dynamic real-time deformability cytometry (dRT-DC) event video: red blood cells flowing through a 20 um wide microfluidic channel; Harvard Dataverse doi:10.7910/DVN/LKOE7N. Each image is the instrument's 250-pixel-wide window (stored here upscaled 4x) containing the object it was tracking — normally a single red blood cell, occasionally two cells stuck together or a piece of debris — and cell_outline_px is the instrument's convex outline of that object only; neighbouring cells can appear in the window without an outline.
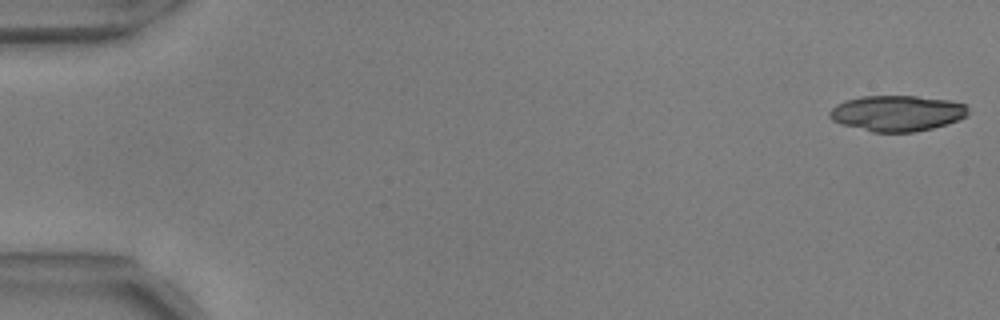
{"species": "common noctule bat (a hibernating species)", "species_latin": "Nyctalus noctula", "temperature_condition": "warm", "stored_images_in_passage": 20, "camera_frame_rate_fps": 3000, "um_per_image_px": 0.085, "animal": {"sex": "male", "body_mass_g": 17.9, "forearm_length_mm": 54.2}, "frame": {"image": 1, "passage_image": 1, "time_ms": 0.0, "image_size_px": [1000, 320], "cell_outline_px": [[968, 116], [932, 128], [916, 132], [872, 132], [840, 124], [832, 120], [828, 116], [828, 112], [836, 104], [844, 100], [860, 96], [916, 96], [952, 100], [968, 104]], "centroid_in_image_um": [76.24, 9.61], "position_along_channel_um": 8.8, "area_um2": 29.19}}